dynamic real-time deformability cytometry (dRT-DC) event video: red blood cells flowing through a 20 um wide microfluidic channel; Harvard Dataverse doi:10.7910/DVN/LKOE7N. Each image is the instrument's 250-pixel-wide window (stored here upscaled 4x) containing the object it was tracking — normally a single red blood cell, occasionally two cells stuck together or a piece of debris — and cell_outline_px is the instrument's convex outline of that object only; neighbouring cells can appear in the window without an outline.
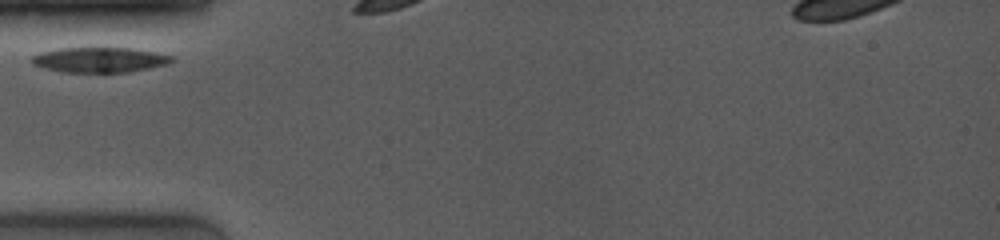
{"species": "common noctule bat (a hibernating species)", "species_latin": "Nyctalus noctula", "temperature_condition": "room temperature", "stored_images_in_passage": 3, "camera_frame_rate_fps": 4000, "um_per_image_px": 0.085, "animal": {"sex": "female", "body_mass_g": 19.0, "forearm_length_mm": 53.3}, "frame": {"image": 1, "passage_image": 1, "time_ms": 0.0, "image_size_px": [1000, 240], "cell_outline_px": [[176, 60], [168, 64], [128, 72], [60, 72], [44, 68], [32, 64], [32, 56], [40, 52], [60, 48], [132, 48], [156, 52], [172, 56]], "centroid_in_image_um": [8.47, 5.08], "position_along_channel_um": 76.5, "area_um2": 20.52}}